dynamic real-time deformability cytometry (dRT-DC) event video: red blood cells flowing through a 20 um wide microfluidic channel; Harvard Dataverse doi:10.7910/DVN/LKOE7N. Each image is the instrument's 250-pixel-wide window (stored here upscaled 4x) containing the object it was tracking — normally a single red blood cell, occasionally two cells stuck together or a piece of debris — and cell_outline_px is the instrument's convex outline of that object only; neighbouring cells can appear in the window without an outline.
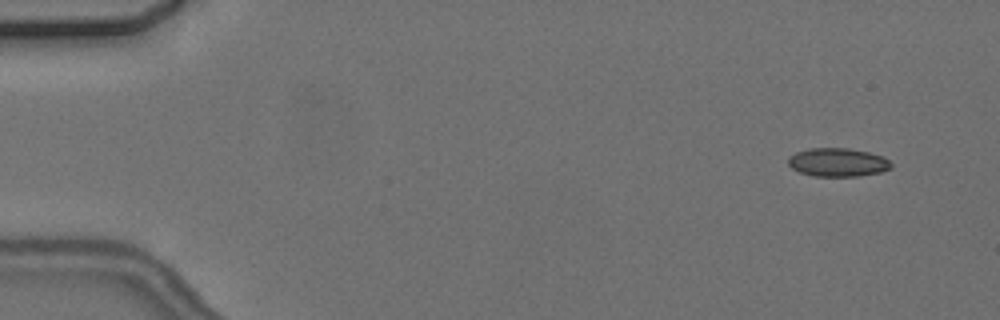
{"species": "common noctule bat (a hibernating species)", "species_latin": "Nyctalus noctula", "temperature_condition": "cold", "stored_images_in_passage": 6, "segment_of_instrument_passage": [2, 2], "camera_frame_rate_fps": 3000, "um_per_image_px": 0.085, "animal": {"sex": "female", "body_mass_g": 24.6, "forearm_length_mm": 56.2}, "frame": {"image": 1, "passage_image": 6, "time_ms": 6.667, "image_size_px": [1000, 320], "cell_outline_px": [[892, 168], [880, 172], [860, 176], [812, 176], [800, 172], [792, 168], [788, 164], [788, 156], [796, 152], [808, 148], [848, 148], [868, 152], [884, 156], [892, 164]], "centroid_in_image_um": [71.21, 13.79], "position_along_channel_um": 13.8, "area_um2": 17.22}}